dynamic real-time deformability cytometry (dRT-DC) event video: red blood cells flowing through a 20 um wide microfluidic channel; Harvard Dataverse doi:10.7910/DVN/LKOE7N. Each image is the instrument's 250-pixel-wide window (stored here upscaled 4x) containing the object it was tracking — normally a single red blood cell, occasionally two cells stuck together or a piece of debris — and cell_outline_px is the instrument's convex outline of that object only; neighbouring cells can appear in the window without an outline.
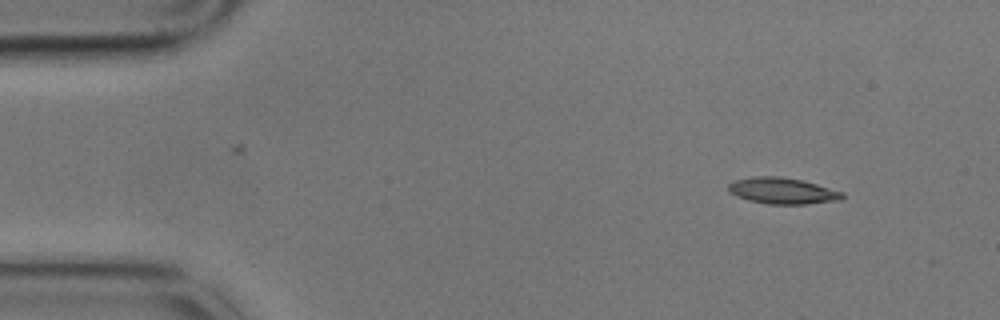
{"species": "common noctule bat (a hibernating species)", "species_latin": "Nyctalus noctula", "temperature_condition": "cold", "stored_images_in_passage": 5, "camera_frame_rate_fps": 3000, "um_per_image_px": 0.085, "animal": {"sex": "male", "body_mass_g": 17.9}, "frame": {"image": 1, "passage_image": 1, "time_ms": 0.0, "image_size_px": [1000, 320], "cell_outline_px": [[844, 196], [840, 200], [804, 204], [768, 204], [736, 196], [728, 192], [728, 184], [732, 180], [752, 176], [780, 176], [804, 180], [844, 192]], "centroid_in_image_um": [66.49, 16.2], "position_along_channel_um": 18.5, "area_um2": 17.57}}